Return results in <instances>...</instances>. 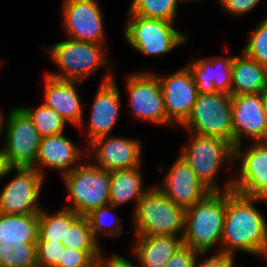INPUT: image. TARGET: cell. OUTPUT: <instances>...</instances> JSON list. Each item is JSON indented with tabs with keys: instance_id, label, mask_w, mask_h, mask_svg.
Masks as SVG:
<instances>
[{
	"instance_id": "obj_35",
	"label": "cell",
	"mask_w": 267,
	"mask_h": 267,
	"mask_svg": "<svg viewBox=\"0 0 267 267\" xmlns=\"http://www.w3.org/2000/svg\"><path fill=\"white\" fill-rule=\"evenodd\" d=\"M207 254L210 253H199L194 261L193 267H235V257L233 256L225 255L220 252H214L211 256L209 255L208 257H205Z\"/></svg>"
},
{
	"instance_id": "obj_17",
	"label": "cell",
	"mask_w": 267,
	"mask_h": 267,
	"mask_svg": "<svg viewBox=\"0 0 267 267\" xmlns=\"http://www.w3.org/2000/svg\"><path fill=\"white\" fill-rule=\"evenodd\" d=\"M233 147L244 144L245 138L253 142L267 141V120L261 93L231 96Z\"/></svg>"
},
{
	"instance_id": "obj_23",
	"label": "cell",
	"mask_w": 267,
	"mask_h": 267,
	"mask_svg": "<svg viewBox=\"0 0 267 267\" xmlns=\"http://www.w3.org/2000/svg\"><path fill=\"white\" fill-rule=\"evenodd\" d=\"M231 96L259 94L267 87V67L242 51L232 60Z\"/></svg>"
},
{
	"instance_id": "obj_24",
	"label": "cell",
	"mask_w": 267,
	"mask_h": 267,
	"mask_svg": "<svg viewBox=\"0 0 267 267\" xmlns=\"http://www.w3.org/2000/svg\"><path fill=\"white\" fill-rule=\"evenodd\" d=\"M141 166L110 172V205L121 207L134 201V210L143 195L144 189Z\"/></svg>"
},
{
	"instance_id": "obj_28",
	"label": "cell",
	"mask_w": 267,
	"mask_h": 267,
	"mask_svg": "<svg viewBox=\"0 0 267 267\" xmlns=\"http://www.w3.org/2000/svg\"><path fill=\"white\" fill-rule=\"evenodd\" d=\"M182 0H132L128 14L175 23Z\"/></svg>"
},
{
	"instance_id": "obj_12",
	"label": "cell",
	"mask_w": 267,
	"mask_h": 267,
	"mask_svg": "<svg viewBox=\"0 0 267 267\" xmlns=\"http://www.w3.org/2000/svg\"><path fill=\"white\" fill-rule=\"evenodd\" d=\"M16 172L0 193V213L9 215L39 214L38 203L44 176L33 167H13Z\"/></svg>"
},
{
	"instance_id": "obj_32",
	"label": "cell",
	"mask_w": 267,
	"mask_h": 267,
	"mask_svg": "<svg viewBox=\"0 0 267 267\" xmlns=\"http://www.w3.org/2000/svg\"><path fill=\"white\" fill-rule=\"evenodd\" d=\"M102 251L65 248L56 267H103L107 257Z\"/></svg>"
},
{
	"instance_id": "obj_21",
	"label": "cell",
	"mask_w": 267,
	"mask_h": 267,
	"mask_svg": "<svg viewBox=\"0 0 267 267\" xmlns=\"http://www.w3.org/2000/svg\"><path fill=\"white\" fill-rule=\"evenodd\" d=\"M233 56H210L186 64L198 93L220 92L231 95Z\"/></svg>"
},
{
	"instance_id": "obj_27",
	"label": "cell",
	"mask_w": 267,
	"mask_h": 267,
	"mask_svg": "<svg viewBox=\"0 0 267 267\" xmlns=\"http://www.w3.org/2000/svg\"><path fill=\"white\" fill-rule=\"evenodd\" d=\"M0 267H38L36 243L0 241Z\"/></svg>"
},
{
	"instance_id": "obj_11",
	"label": "cell",
	"mask_w": 267,
	"mask_h": 267,
	"mask_svg": "<svg viewBox=\"0 0 267 267\" xmlns=\"http://www.w3.org/2000/svg\"><path fill=\"white\" fill-rule=\"evenodd\" d=\"M234 147V162L240 170L233 175L232 190L248 197L267 199V141ZM245 146V147H244Z\"/></svg>"
},
{
	"instance_id": "obj_10",
	"label": "cell",
	"mask_w": 267,
	"mask_h": 267,
	"mask_svg": "<svg viewBox=\"0 0 267 267\" xmlns=\"http://www.w3.org/2000/svg\"><path fill=\"white\" fill-rule=\"evenodd\" d=\"M125 78L128 105L135 119L154 125L175 127L167 118L162 88L153 72H135Z\"/></svg>"
},
{
	"instance_id": "obj_3",
	"label": "cell",
	"mask_w": 267,
	"mask_h": 267,
	"mask_svg": "<svg viewBox=\"0 0 267 267\" xmlns=\"http://www.w3.org/2000/svg\"><path fill=\"white\" fill-rule=\"evenodd\" d=\"M190 135V142L181 149V157L189 163L195 175L211 191L232 190L234 178H226V182L221 186L217 182V176L220 168L234 162L233 145L218 137L197 133H190Z\"/></svg>"
},
{
	"instance_id": "obj_15",
	"label": "cell",
	"mask_w": 267,
	"mask_h": 267,
	"mask_svg": "<svg viewBox=\"0 0 267 267\" xmlns=\"http://www.w3.org/2000/svg\"><path fill=\"white\" fill-rule=\"evenodd\" d=\"M141 145L136 138L108 135L92 141L86 146V153L94 160L95 166L113 172L141 166Z\"/></svg>"
},
{
	"instance_id": "obj_22",
	"label": "cell",
	"mask_w": 267,
	"mask_h": 267,
	"mask_svg": "<svg viewBox=\"0 0 267 267\" xmlns=\"http://www.w3.org/2000/svg\"><path fill=\"white\" fill-rule=\"evenodd\" d=\"M137 267H163L183 245L182 237L172 235L133 236Z\"/></svg>"
},
{
	"instance_id": "obj_42",
	"label": "cell",
	"mask_w": 267,
	"mask_h": 267,
	"mask_svg": "<svg viewBox=\"0 0 267 267\" xmlns=\"http://www.w3.org/2000/svg\"><path fill=\"white\" fill-rule=\"evenodd\" d=\"M192 2V1H200V0H182V2ZM218 1V3H219V0H217Z\"/></svg>"
},
{
	"instance_id": "obj_33",
	"label": "cell",
	"mask_w": 267,
	"mask_h": 267,
	"mask_svg": "<svg viewBox=\"0 0 267 267\" xmlns=\"http://www.w3.org/2000/svg\"><path fill=\"white\" fill-rule=\"evenodd\" d=\"M255 27L252 33L248 32L249 39L242 52L267 67V17Z\"/></svg>"
},
{
	"instance_id": "obj_9",
	"label": "cell",
	"mask_w": 267,
	"mask_h": 267,
	"mask_svg": "<svg viewBox=\"0 0 267 267\" xmlns=\"http://www.w3.org/2000/svg\"><path fill=\"white\" fill-rule=\"evenodd\" d=\"M4 146L1 152L11 167H33L42 136L32 120L19 107L12 108L7 116L1 111ZM4 127V128H3Z\"/></svg>"
},
{
	"instance_id": "obj_8",
	"label": "cell",
	"mask_w": 267,
	"mask_h": 267,
	"mask_svg": "<svg viewBox=\"0 0 267 267\" xmlns=\"http://www.w3.org/2000/svg\"><path fill=\"white\" fill-rule=\"evenodd\" d=\"M180 127L189 133L218 137L233 145L231 95L198 93L190 116Z\"/></svg>"
},
{
	"instance_id": "obj_2",
	"label": "cell",
	"mask_w": 267,
	"mask_h": 267,
	"mask_svg": "<svg viewBox=\"0 0 267 267\" xmlns=\"http://www.w3.org/2000/svg\"><path fill=\"white\" fill-rule=\"evenodd\" d=\"M226 212V191H211L186 209L183 245L199 253L220 252Z\"/></svg>"
},
{
	"instance_id": "obj_1",
	"label": "cell",
	"mask_w": 267,
	"mask_h": 267,
	"mask_svg": "<svg viewBox=\"0 0 267 267\" xmlns=\"http://www.w3.org/2000/svg\"><path fill=\"white\" fill-rule=\"evenodd\" d=\"M265 198L226 191V212L220 253L235 257L237 251L267 258V221L255 203Z\"/></svg>"
},
{
	"instance_id": "obj_19",
	"label": "cell",
	"mask_w": 267,
	"mask_h": 267,
	"mask_svg": "<svg viewBox=\"0 0 267 267\" xmlns=\"http://www.w3.org/2000/svg\"><path fill=\"white\" fill-rule=\"evenodd\" d=\"M83 149L63 133L42 137L38 155L35 161V169L45 178L44 170L51 169L61 172V176L68 174L82 162ZM80 160V161H79ZM77 163V164H76ZM45 168V169H43Z\"/></svg>"
},
{
	"instance_id": "obj_18",
	"label": "cell",
	"mask_w": 267,
	"mask_h": 267,
	"mask_svg": "<svg viewBox=\"0 0 267 267\" xmlns=\"http://www.w3.org/2000/svg\"><path fill=\"white\" fill-rule=\"evenodd\" d=\"M165 174L162 184L156 187L175 205L185 210L203 200L211 192L180 154Z\"/></svg>"
},
{
	"instance_id": "obj_25",
	"label": "cell",
	"mask_w": 267,
	"mask_h": 267,
	"mask_svg": "<svg viewBox=\"0 0 267 267\" xmlns=\"http://www.w3.org/2000/svg\"><path fill=\"white\" fill-rule=\"evenodd\" d=\"M38 214L9 215L0 213V241L37 243Z\"/></svg>"
},
{
	"instance_id": "obj_29",
	"label": "cell",
	"mask_w": 267,
	"mask_h": 267,
	"mask_svg": "<svg viewBox=\"0 0 267 267\" xmlns=\"http://www.w3.org/2000/svg\"><path fill=\"white\" fill-rule=\"evenodd\" d=\"M32 120L42 137L57 135L64 132L67 122L54 109L43 103L36 108L19 106Z\"/></svg>"
},
{
	"instance_id": "obj_36",
	"label": "cell",
	"mask_w": 267,
	"mask_h": 267,
	"mask_svg": "<svg viewBox=\"0 0 267 267\" xmlns=\"http://www.w3.org/2000/svg\"><path fill=\"white\" fill-rule=\"evenodd\" d=\"M198 254L199 252L191 247L182 245L163 267H193Z\"/></svg>"
},
{
	"instance_id": "obj_41",
	"label": "cell",
	"mask_w": 267,
	"mask_h": 267,
	"mask_svg": "<svg viewBox=\"0 0 267 267\" xmlns=\"http://www.w3.org/2000/svg\"><path fill=\"white\" fill-rule=\"evenodd\" d=\"M2 134V119H1V111H0V137ZM0 152H1V148H0Z\"/></svg>"
},
{
	"instance_id": "obj_7",
	"label": "cell",
	"mask_w": 267,
	"mask_h": 267,
	"mask_svg": "<svg viewBox=\"0 0 267 267\" xmlns=\"http://www.w3.org/2000/svg\"><path fill=\"white\" fill-rule=\"evenodd\" d=\"M123 30L125 41L140 54L163 56L185 44L189 37L175 28V23L128 14Z\"/></svg>"
},
{
	"instance_id": "obj_6",
	"label": "cell",
	"mask_w": 267,
	"mask_h": 267,
	"mask_svg": "<svg viewBox=\"0 0 267 267\" xmlns=\"http://www.w3.org/2000/svg\"><path fill=\"white\" fill-rule=\"evenodd\" d=\"M105 44L66 39L48 49L51 60L59 67L60 73L48 72L51 77L62 80L84 82L93 73L112 64L107 57Z\"/></svg>"
},
{
	"instance_id": "obj_20",
	"label": "cell",
	"mask_w": 267,
	"mask_h": 267,
	"mask_svg": "<svg viewBox=\"0 0 267 267\" xmlns=\"http://www.w3.org/2000/svg\"><path fill=\"white\" fill-rule=\"evenodd\" d=\"M81 83L80 81L57 79L49 76L47 72L44 78L43 104L56 110L66 122L79 129L85 127L84 111L78 92Z\"/></svg>"
},
{
	"instance_id": "obj_14",
	"label": "cell",
	"mask_w": 267,
	"mask_h": 267,
	"mask_svg": "<svg viewBox=\"0 0 267 267\" xmlns=\"http://www.w3.org/2000/svg\"><path fill=\"white\" fill-rule=\"evenodd\" d=\"M63 27L69 39L104 44L103 13L97 0H63Z\"/></svg>"
},
{
	"instance_id": "obj_4",
	"label": "cell",
	"mask_w": 267,
	"mask_h": 267,
	"mask_svg": "<svg viewBox=\"0 0 267 267\" xmlns=\"http://www.w3.org/2000/svg\"><path fill=\"white\" fill-rule=\"evenodd\" d=\"M186 210L175 205L156 185L140 199L133 212V235L183 237Z\"/></svg>"
},
{
	"instance_id": "obj_16",
	"label": "cell",
	"mask_w": 267,
	"mask_h": 267,
	"mask_svg": "<svg viewBox=\"0 0 267 267\" xmlns=\"http://www.w3.org/2000/svg\"><path fill=\"white\" fill-rule=\"evenodd\" d=\"M160 82L167 118L181 126L190 116L198 91L189 68L185 65L170 75L154 73Z\"/></svg>"
},
{
	"instance_id": "obj_30",
	"label": "cell",
	"mask_w": 267,
	"mask_h": 267,
	"mask_svg": "<svg viewBox=\"0 0 267 267\" xmlns=\"http://www.w3.org/2000/svg\"><path fill=\"white\" fill-rule=\"evenodd\" d=\"M114 209H117V207L107 205L95 209L87 215L93 236L97 241L100 239L98 238L99 234H103L105 237L109 238L122 235L124 231L121 226L122 219L120 216L116 217L118 214L114 212Z\"/></svg>"
},
{
	"instance_id": "obj_5",
	"label": "cell",
	"mask_w": 267,
	"mask_h": 267,
	"mask_svg": "<svg viewBox=\"0 0 267 267\" xmlns=\"http://www.w3.org/2000/svg\"><path fill=\"white\" fill-rule=\"evenodd\" d=\"M83 161L62 176L71 201L63 208L87 216L95 209L110 205V172Z\"/></svg>"
},
{
	"instance_id": "obj_13",
	"label": "cell",
	"mask_w": 267,
	"mask_h": 267,
	"mask_svg": "<svg viewBox=\"0 0 267 267\" xmlns=\"http://www.w3.org/2000/svg\"><path fill=\"white\" fill-rule=\"evenodd\" d=\"M112 69L107 70L94 96L87 126V146L95 139L111 135L121 113V92Z\"/></svg>"
},
{
	"instance_id": "obj_40",
	"label": "cell",
	"mask_w": 267,
	"mask_h": 267,
	"mask_svg": "<svg viewBox=\"0 0 267 267\" xmlns=\"http://www.w3.org/2000/svg\"><path fill=\"white\" fill-rule=\"evenodd\" d=\"M262 101H263V110L267 120V87L261 92Z\"/></svg>"
},
{
	"instance_id": "obj_26",
	"label": "cell",
	"mask_w": 267,
	"mask_h": 267,
	"mask_svg": "<svg viewBox=\"0 0 267 267\" xmlns=\"http://www.w3.org/2000/svg\"><path fill=\"white\" fill-rule=\"evenodd\" d=\"M70 209L62 208L57 212L49 213L42 209L38 214V240L66 242L67 228L79 217Z\"/></svg>"
},
{
	"instance_id": "obj_34",
	"label": "cell",
	"mask_w": 267,
	"mask_h": 267,
	"mask_svg": "<svg viewBox=\"0 0 267 267\" xmlns=\"http://www.w3.org/2000/svg\"><path fill=\"white\" fill-rule=\"evenodd\" d=\"M65 248L62 242L37 241L38 267H56Z\"/></svg>"
},
{
	"instance_id": "obj_31",
	"label": "cell",
	"mask_w": 267,
	"mask_h": 267,
	"mask_svg": "<svg viewBox=\"0 0 267 267\" xmlns=\"http://www.w3.org/2000/svg\"><path fill=\"white\" fill-rule=\"evenodd\" d=\"M62 243L66 248L76 250H102L100 242L93 236L87 216H79L67 228L66 242Z\"/></svg>"
},
{
	"instance_id": "obj_37",
	"label": "cell",
	"mask_w": 267,
	"mask_h": 267,
	"mask_svg": "<svg viewBox=\"0 0 267 267\" xmlns=\"http://www.w3.org/2000/svg\"><path fill=\"white\" fill-rule=\"evenodd\" d=\"M261 0H219V6L227 13L241 17L252 11Z\"/></svg>"
},
{
	"instance_id": "obj_38",
	"label": "cell",
	"mask_w": 267,
	"mask_h": 267,
	"mask_svg": "<svg viewBox=\"0 0 267 267\" xmlns=\"http://www.w3.org/2000/svg\"><path fill=\"white\" fill-rule=\"evenodd\" d=\"M103 267H137L133 262L120 254H112L107 257Z\"/></svg>"
},
{
	"instance_id": "obj_39",
	"label": "cell",
	"mask_w": 267,
	"mask_h": 267,
	"mask_svg": "<svg viewBox=\"0 0 267 267\" xmlns=\"http://www.w3.org/2000/svg\"><path fill=\"white\" fill-rule=\"evenodd\" d=\"M12 171L13 167L10 166L7 159L4 157L2 152H0V180L10 174Z\"/></svg>"
}]
</instances>
